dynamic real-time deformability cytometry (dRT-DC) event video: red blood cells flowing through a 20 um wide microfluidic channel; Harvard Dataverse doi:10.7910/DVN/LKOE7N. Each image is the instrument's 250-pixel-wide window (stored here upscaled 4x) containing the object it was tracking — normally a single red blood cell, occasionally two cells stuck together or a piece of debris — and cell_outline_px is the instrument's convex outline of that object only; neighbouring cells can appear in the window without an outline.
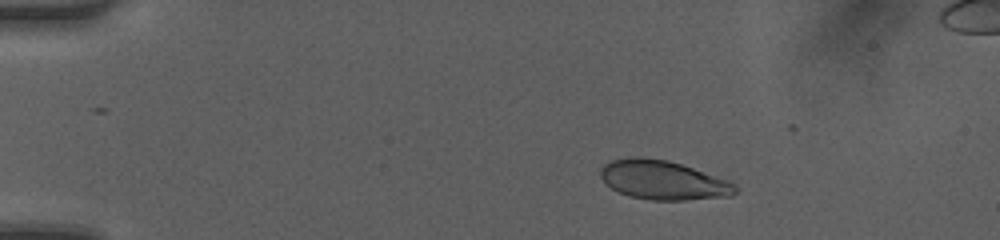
{"species": "human", "species_latin": "Homo sapiens", "temperature_condition": "room temperature", "stored_images_in_passage": 7, "camera_frame_rate_fps": 3000, "um_per_image_px": 0.085, "donor": {"sex": "female"}, "frame": {"image": 1, "passage_image": 1, "time_ms": 0.0, "image_size_px": [1000, 240], "cell_outline_px": [[740, 188], [732, 196], [684, 200], [652, 200], [632, 196], [620, 192], [612, 188], [600, 176], [600, 168], [608, 160], [628, 156], [644, 156], [668, 160], [732, 180]], "centroid_in_image_um": [56.41, 15.28], "position_along_channel_um": 28.6, "area_um2": 31.21}}
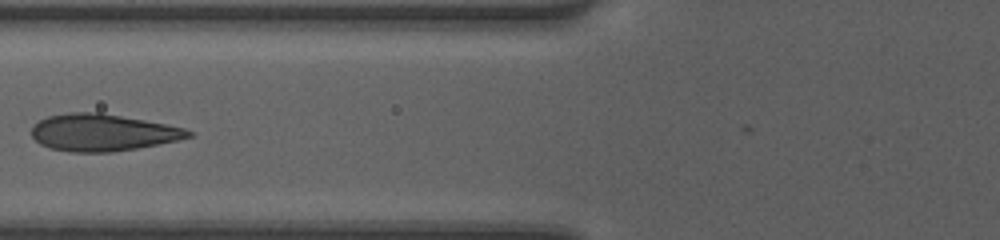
{"frame": {"image": 2, "passage_image": 6, "time_ms": 1.667, "image_size_px": [1000, 240], "cell_outline_px": [[196, 132], [192, 136], [176, 140], [136, 148], [112, 152], [72, 152], [48, 148], [40, 144], [32, 136], [32, 124], [48, 116], [68, 112], [100, 112], [144, 120], [184, 128]], "centroid_in_image_um": [8.68, 11.26], "position_along_channel_um": 117.1, "area_um2": 33.7}}
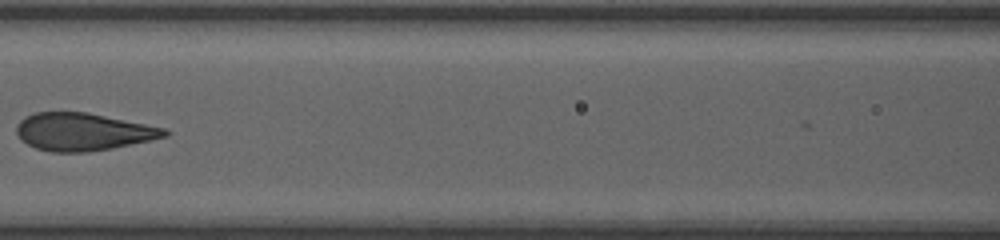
{"frame": {"image": 3, "passage_image": 7, "time_ms": 2.0, "image_size_px": [1000, 240], "cell_outline_px": [[172, 132], [168, 136], [152, 140], [112, 148], [88, 152], [52, 152], [36, 148], [20, 140], [16, 132], [16, 124], [24, 116], [36, 112], [88, 112], [164, 128]], "centroid_in_image_um": [7.04, 11.2], "position_along_channel_um": 159.6, "area_um2": 32.6}}